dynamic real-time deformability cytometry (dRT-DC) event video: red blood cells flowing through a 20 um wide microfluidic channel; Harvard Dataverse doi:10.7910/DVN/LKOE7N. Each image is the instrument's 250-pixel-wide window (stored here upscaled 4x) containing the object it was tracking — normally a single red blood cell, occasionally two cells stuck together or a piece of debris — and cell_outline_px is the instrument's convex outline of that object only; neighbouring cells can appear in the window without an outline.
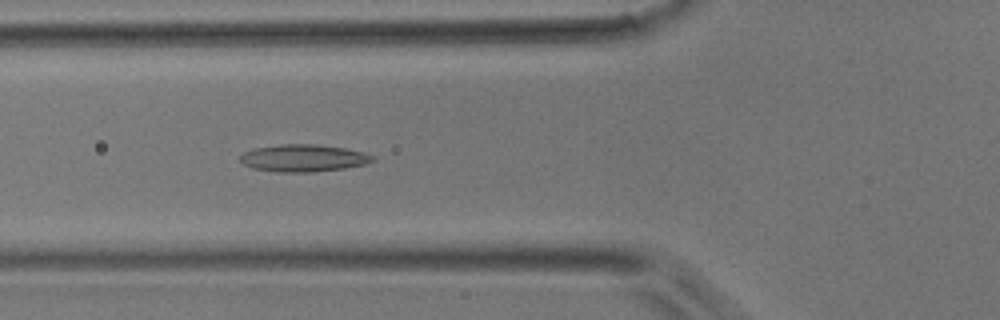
{"species": "common noctule bat (a hibernating species)", "species_latin": "Nyctalus noctula", "temperature_condition": "room temperature", "stored_images_in_passage": 47, "camera_frame_rate_fps": 3000, "um_per_image_px": 0.085, "animal": {"sex": "male", "body_mass_g": 17.9}, "frame": {"image": 1, "passage_image": 17, "time_ms": 5.333, "image_size_px": [1000, 320], "cell_outline_px": [[376, 160], [364, 164], [344, 168], [312, 172], [276, 172], [252, 168], [244, 164], [240, 160], [240, 156], [244, 152], [252, 148], [280, 144], [316, 144], [344, 148], [364, 152], [376, 156]], "centroid_in_image_um": [25.79, 13.43], "position_along_channel_um": 100.0, "area_um2": 21.15}}
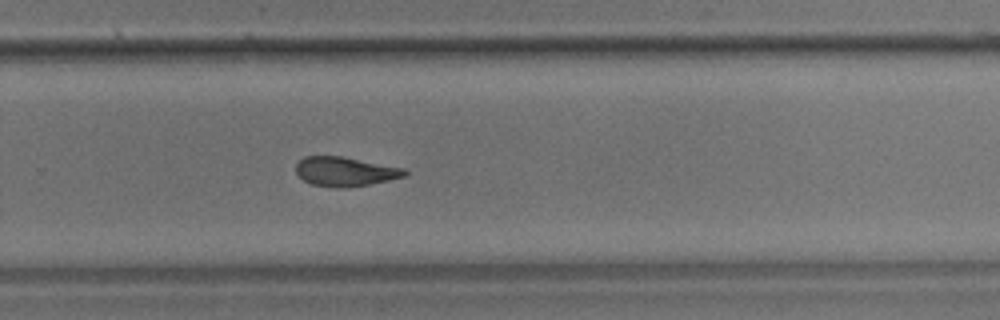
{"frame": {"image": 2, "passage_image": 31, "time_ms": 10.0, "image_size_px": [1000, 320], "cell_outline_px": [[408, 172], [404, 176], [388, 180], [368, 184], [344, 188], [336, 188], [312, 184], [304, 180], [296, 172], [296, 164], [304, 156], [344, 156], [408, 168]], "centroid_in_image_um": [29.37, 14.56], "position_along_channel_um": 300.4, "area_um2": 18.73}}
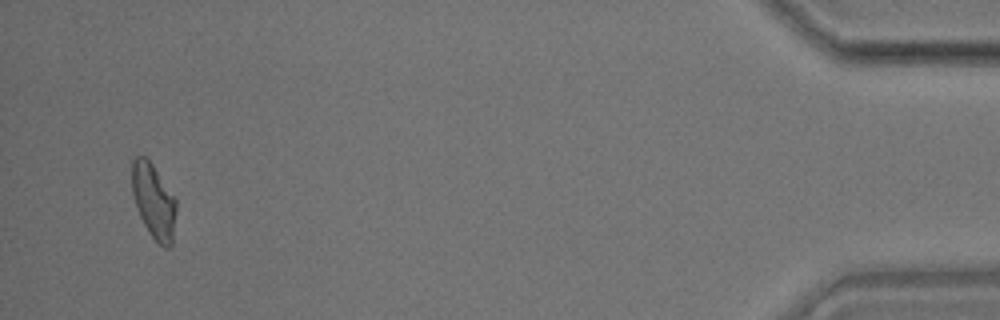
{"frame": {"image": 3, "passage_image": 45, "time_ms": 14.667, "image_size_px": [1000, 320], "cell_outline_px": [[176, 212], [172, 244], [168, 248], [164, 248], [148, 232], [136, 208], [132, 192], [132, 160], [136, 156], [144, 156], [152, 164], [176, 196]], "centroid_in_image_um": [13.07, 17.09], "position_along_channel_um": 422.1, "area_um2": 19.42}}